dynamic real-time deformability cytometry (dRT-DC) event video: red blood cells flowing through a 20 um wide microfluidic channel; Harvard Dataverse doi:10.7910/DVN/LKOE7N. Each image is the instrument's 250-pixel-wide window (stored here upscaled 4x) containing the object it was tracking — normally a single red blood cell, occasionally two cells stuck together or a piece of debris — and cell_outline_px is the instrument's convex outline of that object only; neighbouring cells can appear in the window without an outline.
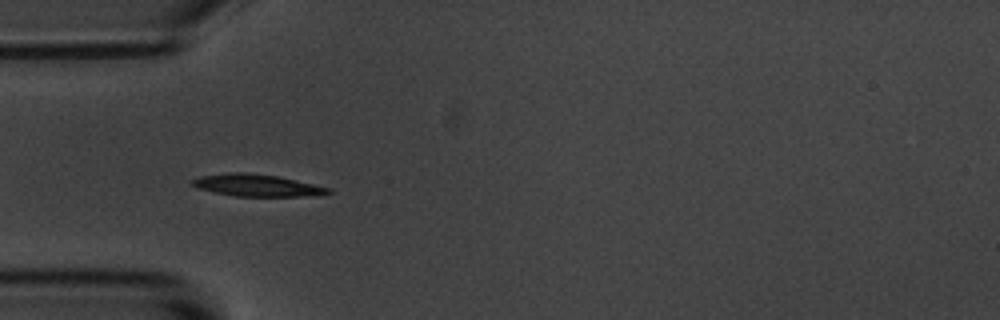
{"species": "common noctule bat (a hibernating species)", "species_latin": "Nyctalus noctula", "temperature_condition": "room temperature", "stored_images_in_passage": 3, "camera_frame_rate_fps": 3000, "um_per_image_px": 0.085, "animal": {"sex": "male", "body_mass_g": 20.1, "forearm_length_mm": 53.5}, "frame": {"image": 1, "passage_image": 2, "time_ms": 1.333, "image_size_px": [1000, 320], "cell_outline_px": [[332, 192], [320, 196], [232, 196], [196, 188], [188, 184], [188, 180], [200, 176], [232, 172], [244, 172], [276, 176], [332, 188]], "centroid_in_image_um": [21.79, 15.76], "position_along_channel_um": 63.2, "area_um2": 17.69}}